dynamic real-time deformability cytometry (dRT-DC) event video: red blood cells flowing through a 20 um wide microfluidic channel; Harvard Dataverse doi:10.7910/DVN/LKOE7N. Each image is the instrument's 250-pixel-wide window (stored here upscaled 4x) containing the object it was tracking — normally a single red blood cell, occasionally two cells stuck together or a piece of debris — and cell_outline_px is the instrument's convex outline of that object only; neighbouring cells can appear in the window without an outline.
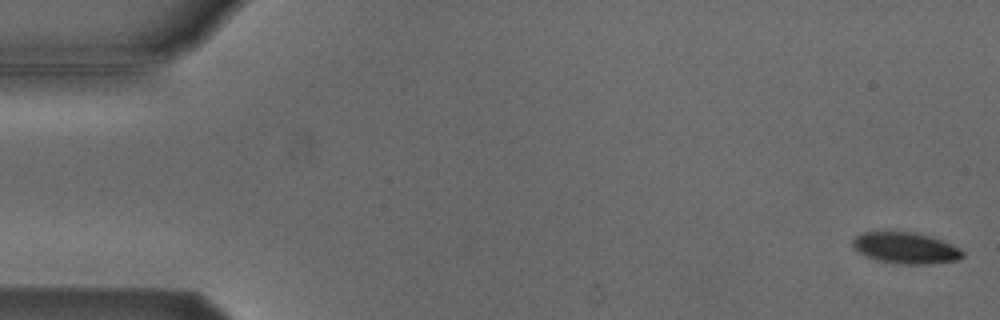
{"species": "Egyptian fruit bat (a non-hibernating species)", "species_latin": "Rousettus aegyptiacus", "temperature_condition": "cold", "stored_images_in_passage": 5, "camera_frame_rate_fps": 3000, "um_per_image_px": 0.085, "animal": {"sex": "male"}, "frame": {"image": 1, "passage_image": 1, "time_ms": 0.0, "image_size_px": [1000, 320], "cell_outline_px": [[964, 256], [956, 260], [928, 264], [900, 264], [876, 260], [856, 252], [852, 248], [852, 240], [860, 232], [884, 228], [916, 232], [940, 240], [964, 252]], "centroid_in_image_um": [76.83, 21.02], "position_along_channel_um": 8.2, "area_um2": 20.69}}